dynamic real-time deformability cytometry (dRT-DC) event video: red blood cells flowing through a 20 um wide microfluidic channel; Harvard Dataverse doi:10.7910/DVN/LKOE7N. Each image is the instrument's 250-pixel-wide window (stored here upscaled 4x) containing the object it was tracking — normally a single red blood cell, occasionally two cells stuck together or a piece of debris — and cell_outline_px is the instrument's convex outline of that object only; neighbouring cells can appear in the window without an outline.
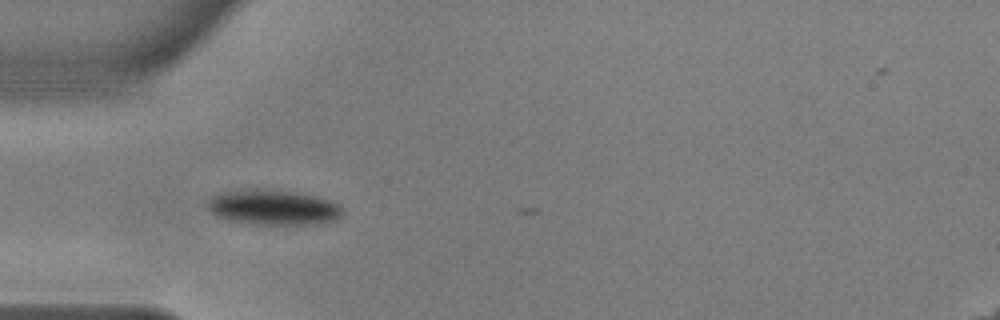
{"species": "common noctule bat (a hibernating species)", "species_latin": "Nyctalus noctula", "temperature_condition": "warm", "stored_images_in_passage": 2, "camera_frame_rate_fps": 3000, "um_per_image_px": 0.085, "animal": {"sex": "male", "body_mass_g": 17.9, "forearm_length_mm": 54.2}, "frame": {"image": 1, "passage_image": 1, "time_ms": 0.0, "image_size_px": [1000, 320], "cell_outline_px": [[344, 212], [336, 220], [312, 224], [252, 224], [228, 220], [216, 216], [208, 208], [208, 196], [220, 192], [256, 188], [292, 192], [332, 200], [344, 208]], "centroid_in_image_um": [23.2, 17.62], "position_along_channel_um": 61.8, "area_um2": 27.74}}